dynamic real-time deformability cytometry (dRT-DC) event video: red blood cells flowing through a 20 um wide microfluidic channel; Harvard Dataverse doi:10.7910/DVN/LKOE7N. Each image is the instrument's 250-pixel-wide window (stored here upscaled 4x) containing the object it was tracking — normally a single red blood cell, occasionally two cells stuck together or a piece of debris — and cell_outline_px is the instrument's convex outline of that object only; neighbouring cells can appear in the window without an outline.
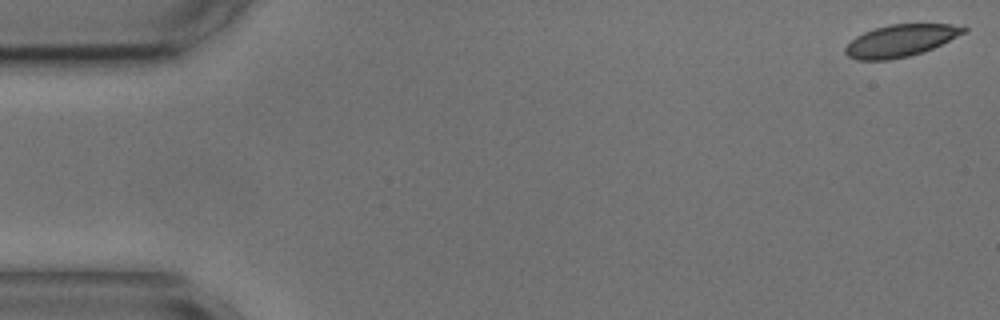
{"species": "common noctule bat (a hibernating species)", "species_latin": "Nyctalus noctula", "temperature_condition": "cold", "stored_images_in_passage": 50, "camera_frame_rate_fps": 3000, "um_per_image_px": 0.085, "animal": {"sex": "male", "body_mass_g": 17.9, "forearm_length_mm": 54.2}, "frame": {"image": 1, "passage_image": 1, "time_ms": 0.0, "image_size_px": [1000, 320], "cell_outline_px": [[968, 32], [924, 52], [908, 56], [888, 60], [856, 60], [848, 56], [844, 52], [844, 48], [856, 36], [864, 32], [888, 24], [964, 24], [968, 28]], "centroid_in_image_um": [76.61, 3.44], "position_along_channel_um": 8.4, "area_um2": 22.37}}
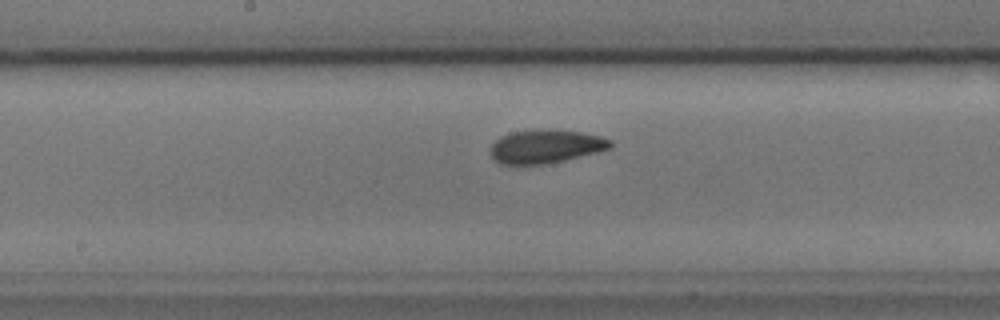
{"frame": {"image": 2, "passage_image": 28, "time_ms": 9.0, "image_size_px": [1000, 320], "cell_outline_px": [[612, 148], [600, 152], [564, 160], [524, 168], [500, 164], [492, 156], [492, 144], [496, 140], [512, 132], [580, 132], [600, 136], [612, 140]], "centroid_in_image_um": [46.4, 12.54], "position_along_channel_um": 201.8, "area_um2": 23.0}}
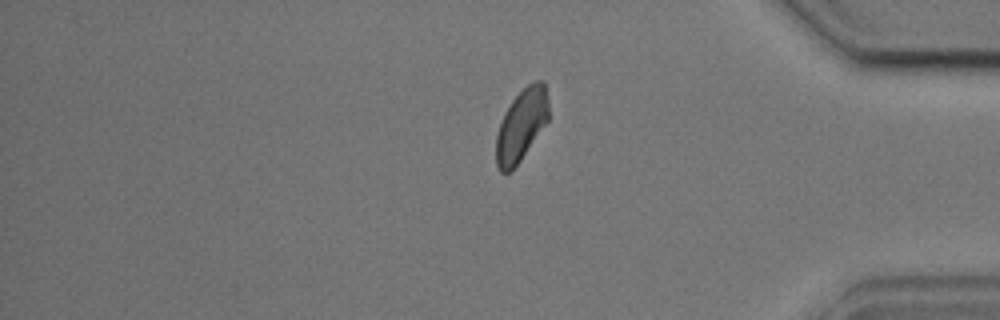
{"frame": {"image": 3, "passage_image": 46, "time_ms": 15.0, "image_size_px": [1000, 320], "cell_outline_px": [[548, 120], [520, 160], [508, 172], [500, 172], [496, 164], [496, 136], [504, 112], [512, 100], [528, 84], [536, 80], [544, 80], [548, 100]], "centroid_in_image_um": [44.31, 10.6], "position_along_channel_um": 390.9, "area_um2": 21.62}}